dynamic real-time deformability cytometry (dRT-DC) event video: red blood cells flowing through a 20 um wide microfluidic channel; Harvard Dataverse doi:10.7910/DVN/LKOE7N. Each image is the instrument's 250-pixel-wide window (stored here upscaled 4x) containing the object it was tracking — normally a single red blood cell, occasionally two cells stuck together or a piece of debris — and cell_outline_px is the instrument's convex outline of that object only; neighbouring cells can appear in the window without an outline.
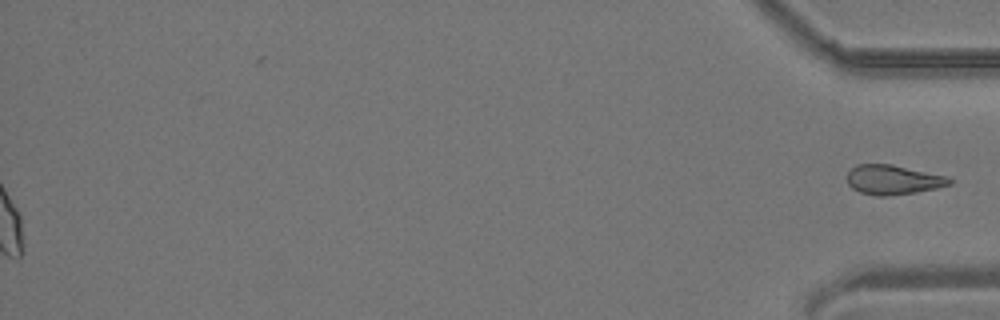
{"species": "common noctule bat (a hibernating species)", "species_latin": "Nyctalus noctula", "temperature_condition": "room temperature", "stored_images_in_passage": 30, "segment_of_instrument_passage": [2, 2], "camera_frame_rate_fps": 3000, "um_per_image_px": 0.085, "animal": {"sex": "male", "body_mass_g": 19.2, "forearm_length_mm": 51.8}, "frame": {"image": 1, "passage_image": 30, "time_ms": 9.667, "image_size_px": [1000, 320], "cell_outline_px": [[952, 184], [936, 188], [916, 192], [884, 196], [876, 196], [860, 192], [852, 188], [848, 184], [848, 168], [856, 164], [892, 164], [948, 176], [952, 180]], "centroid_in_image_um": [75.9, 15.27], "position_along_channel_um": 359.3, "area_um2": 17.74}}